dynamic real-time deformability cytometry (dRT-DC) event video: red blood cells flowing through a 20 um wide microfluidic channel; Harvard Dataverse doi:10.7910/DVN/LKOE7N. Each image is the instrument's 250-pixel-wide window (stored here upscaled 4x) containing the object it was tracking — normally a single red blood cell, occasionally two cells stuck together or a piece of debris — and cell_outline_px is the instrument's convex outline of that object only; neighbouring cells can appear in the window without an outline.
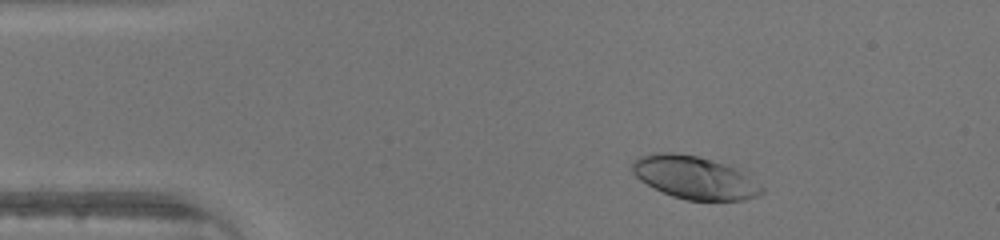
{"species": "human", "species_latin": "Homo sapiens", "temperature_condition": "warm", "stored_images_in_passage": 44, "camera_frame_rate_fps": 3000, "um_per_image_px": 0.085, "donor": {"sex": "male"}, "frame": {"image": 1, "passage_image": 5, "time_ms": 1.333, "image_size_px": [1000, 240], "cell_outline_px": [[764, 192], [756, 196], [744, 200], [688, 200], [672, 196], [640, 180], [632, 172], [632, 160], [640, 156], [652, 152], [672, 152], [696, 156], [712, 160], [748, 172], [764, 188]], "centroid_in_image_um": [59.07, 15.08], "position_along_channel_um": 25.9, "area_um2": 32.43}}
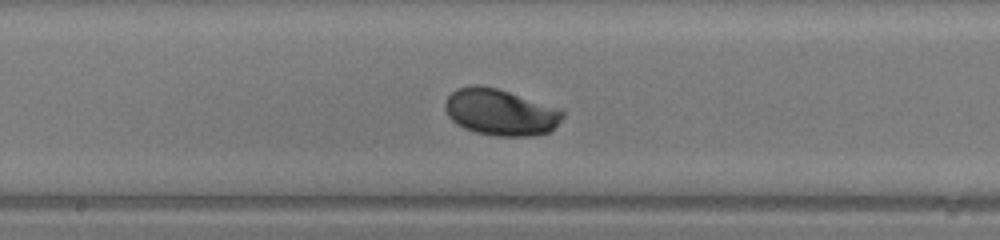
{"frame": {"image": 2, "passage_image": 22, "time_ms": 7.0, "image_size_px": [1000, 240], "cell_outline_px": [[564, 116], [548, 132], [532, 136], [496, 136], [476, 132], [464, 128], [456, 124], [448, 116], [444, 108], [444, 104], [448, 96], [456, 88], [472, 84], [480, 84], [496, 88], [560, 108], [564, 112]], "centroid_in_image_um": [42.5, 9.52], "position_along_channel_um": 205.7, "area_um2": 31.85}}
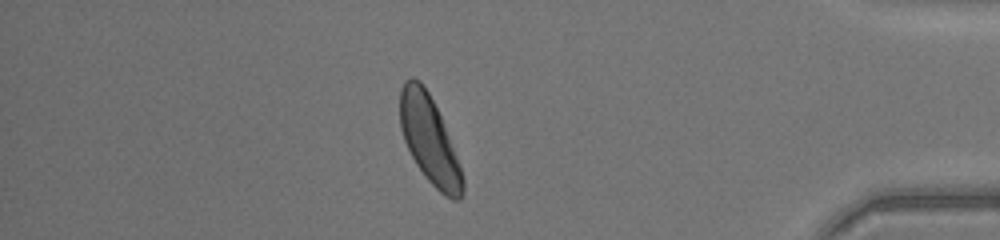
{"frame": {"image": 3, "passage_image": 38, "time_ms": 12.333, "image_size_px": [1000, 240], "cell_outline_px": [[464, 192], [460, 200], [452, 200], [440, 192], [424, 176], [416, 164], [404, 140], [400, 128], [400, 88], [404, 80], [412, 76], [420, 80], [428, 92], [440, 116], [456, 156], [464, 180]], "centroid_in_image_um": [36.47, 11.88], "position_along_channel_um": 398.7, "area_um2": 31.5}}